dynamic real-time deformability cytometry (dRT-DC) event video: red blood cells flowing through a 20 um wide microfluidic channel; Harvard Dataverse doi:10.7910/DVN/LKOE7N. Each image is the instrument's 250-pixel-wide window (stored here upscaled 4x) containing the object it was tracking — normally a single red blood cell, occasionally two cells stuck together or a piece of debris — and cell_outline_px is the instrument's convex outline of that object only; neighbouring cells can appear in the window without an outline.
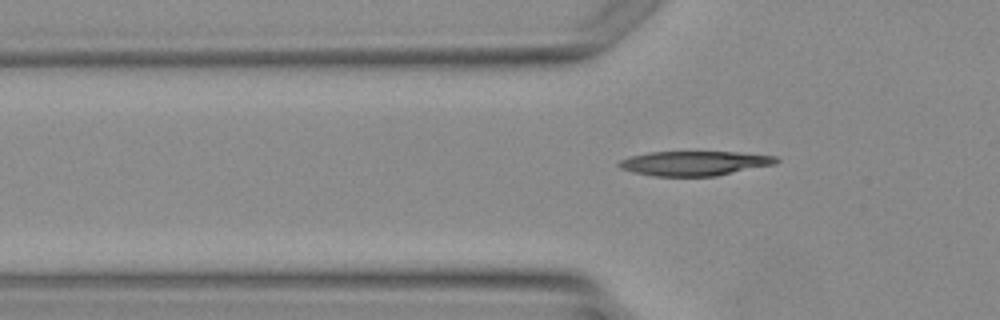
{"species": "Egyptian fruit bat (a non-hibernating species)", "species_latin": "Rousettus aegyptiacus", "temperature_condition": "warm", "stored_images_in_passage": 3, "camera_frame_rate_fps": 3000, "um_per_image_px": 0.085, "animal": {"sex": "female"}, "frame": {"image": 1, "passage_image": 3, "time_ms": 2.333, "image_size_px": [1000, 320], "cell_outline_px": [[780, 160], [776, 164], [716, 176], [652, 176], [632, 172], [620, 168], [616, 164], [620, 160], [632, 156], [648, 152], [736, 152], [776, 156]], "centroid_in_image_um": [59.02, 13.88], "position_along_channel_um": 66.8, "area_um2": 22.54}}